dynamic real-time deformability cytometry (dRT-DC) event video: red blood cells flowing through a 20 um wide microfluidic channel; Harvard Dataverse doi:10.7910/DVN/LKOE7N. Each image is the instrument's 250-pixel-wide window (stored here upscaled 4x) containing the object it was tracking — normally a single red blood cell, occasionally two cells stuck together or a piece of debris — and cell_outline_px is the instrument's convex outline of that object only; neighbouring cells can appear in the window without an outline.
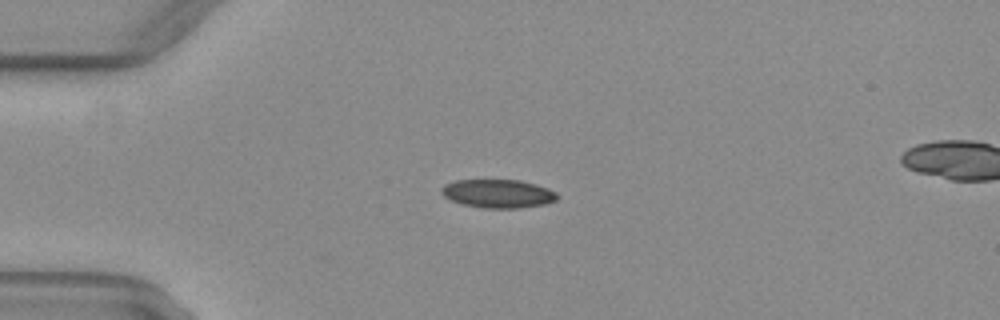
{"species": "common noctule bat (a hibernating species)", "species_latin": "Nyctalus noctula", "temperature_condition": "warm", "stored_images_in_passage": 39, "camera_frame_rate_fps": 3000, "um_per_image_px": 0.085, "animal": {"sex": "female", "body_mass_g": 29.2, "forearm_length_mm": 56.3}, "frame": {"image": 1, "passage_image": 1, "time_ms": 0.0, "image_size_px": [1000, 320], "cell_outline_px": [[560, 196], [556, 200], [548, 204], [520, 208], [484, 208], [464, 204], [452, 200], [444, 196], [440, 192], [440, 188], [444, 184], [456, 180], [520, 180], [536, 184], [548, 188], [556, 192]], "centroid_in_image_um": [42.37, 16.45], "position_along_channel_um": 42.6, "area_um2": 19.36}}
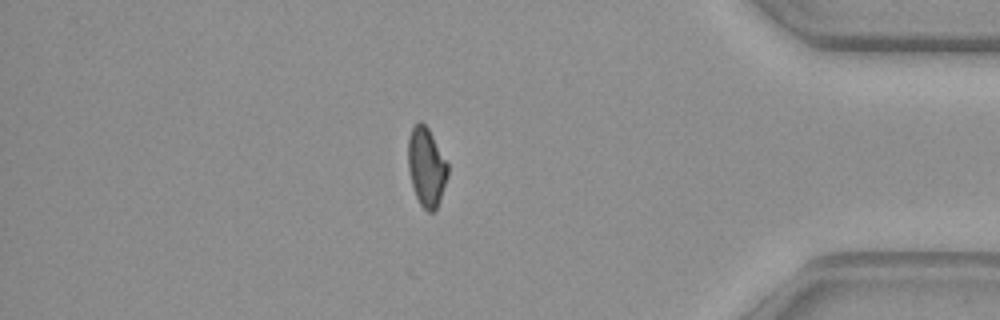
{"frame": {"image": 2, "passage_image": 32, "time_ms": 10.333, "image_size_px": [1000, 320], "cell_outline_px": [[448, 176], [440, 200], [436, 208], [432, 212], [428, 212], [420, 204], [416, 196], [412, 184], [408, 168], [408, 136], [412, 128], [420, 120], [428, 128], [448, 164]], "centroid_in_image_um": [36.24, 14.19], "position_along_channel_um": 399.0, "area_um2": 18.09}}
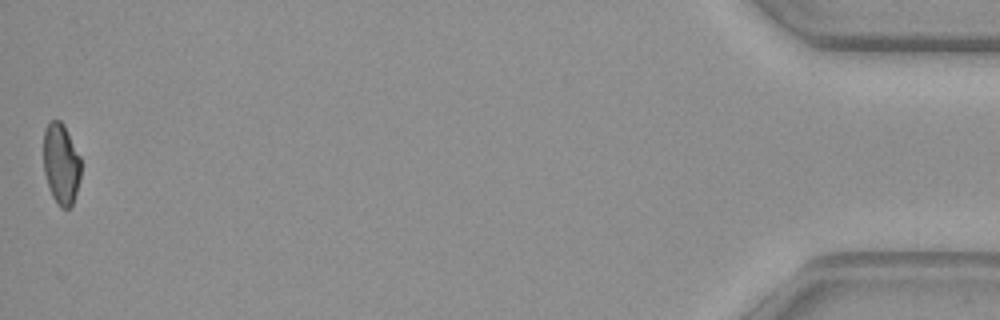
{"frame": {"image": 3, "passage_image": 39, "time_ms": 12.667, "image_size_px": [1000, 320], "cell_outline_px": [[80, 176], [76, 192], [72, 204], [68, 208], [60, 208], [56, 204], [52, 196], [44, 172], [44, 128], [52, 120], [60, 120], [64, 124], [80, 156]], "centroid_in_image_um": [5.19, 13.92], "position_along_channel_um": 430.0, "area_um2": 17.57}, "authors_computed_cell_mechanics": {"area_um2": 19.363, "velocity_mm_per_s": 4.0469, "shape_relaxation_time_tau1_ms": null, "shape_relaxation_time_tau2_ms": 2.2272, "deformation_change_tau1": null, "deformation_change_tau2": 0.0702}}